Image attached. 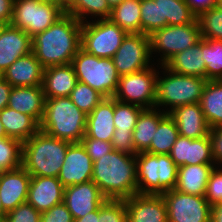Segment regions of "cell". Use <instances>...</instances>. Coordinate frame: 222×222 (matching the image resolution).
Wrapping results in <instances>:
<instances>
[{
    "mask_svg": "<svg viewBox=\"0 0 222 222\" xmlns=\"http://www.w3.org/2000/svg\"><path fill=\"white\" fill-rule=\"evenodd\" d=\"M81 29V22L65 14L48 29L32 37V52L44 69L71 64L81 48Z\"/></svg>",
    "mask_w": 222,
    "mask_h": 222,
    "instance_id": "6da1fadb",
    "label": "cell"
},
{
    "mask_svg": "<svg viewBox=\"0 0 222 222\" xmlns=\"http://www.w3.org/2000/svg\"><path fill=\"white\" fill-rule=\"evenodd\" d=\"M92 181L106 199L124 200L138 193L136 155L112 151L93 162Z\"/></svg>",
    "mask_w": 222,
    "mask_h": 222,
    "instance_id": "7a4b0ae2",
    "label": "cell"
},
{
    "mask_svg": "<svg viewBox=\"0 0 222 222\" xmlns=\"http://www.w3.org/2000/svg\"><path fill=\"white\" fill-rule=\"evenodd\" d=\"M70 144L39 130L22 144V167L31 176L58 177Z\"/></svg>",
    "mask_w": 222,
    "mask_h": 222,
    "instance_id": "3957f363",
    "label": "cell"
},
{
    "mask_svg": "<svg viewBox=\"0 0 222 222\" xmlns=\"http://www.w3.org/2000/svg\"><path fill=\"white\" fill-rule=\"evenodd\" d=\"M86 121L87 114L69 97L46 98L40 131L54 138L80 143L85 136Z\"/></svg>",
    "mask_w": 222,
    "mask_h": 222,
    "instance_id": "277c9868",
    "label": "cell"
},
{
    "mask_svg": "<svg viewBox=\"0 0 222 222\" xmlns=\"http://www.w3.org/2000/svg\"><path fill=\"white\" fill-rule=\"evenodd\" d=\"M207 81L206 78L175 73L165 65H160L155 107L169 114L177 107L199 103Z\"/></svg>",
    "mask_w": 222,
    "mask_h": 222,
    "instance_id": "5b68a950",
    "label": "cell"
},
{
    "mask_svg": "<svg viewBox=\"0 0 222 222\" xmlns=\"http://www.w3.org/2000/svg\"><path fill=\"white\" fill-rule=\"evenodd\" d=\"M178 166L169 154H136V181L138 194L162 195L175 189Z\"/></svg>",
    "mask_w": 222,
    "mask_h": 222,
    "instance_id": "8992f818",
    "label": "cell"
},
{
    "mask_svg": "<svg viewBox=\"0 0 222 222\" xmlns=\"http://www.w3.org/2000/svg\"><path fill=\"white\" fill-rule=\"evenodd\" d=\"M71 65L79 82L88 84L104 97L114 96L120 76L112 58H99L80 48Z\"/></svg>",
    "mask_w": 222,
    "mask_h": 222,
    "instance_id": "52a82bcc",
    "label": "cell"
},
{
    "mask_svg": "<svg viewBox=\"0 0 222 222\" xmlns=\"http://www.w3.org/2000/svg\"><path fill=\"white\" fill-rule=\"evenodd\" d=\"M150 37L151 57L164 65L176 53L196 45L202 38L199 23L167 25L155 30ZM159 53V54H158Z\"/></svg>",
    "mask_w": 222,
    "mask_h": 222,
    "instance_id": "ba28073f",
    "label": "cell"
},
{
    "mask_svg": "<svg viewBox=\"0 0 222 222\" xmlns=\"http://www.w3.org/2000/svg\"><path fill=\"white\" fill-rule=\"evenodd\" d=\"M60 4L42 3L35 0H14L11 25L24 30L29 36L48 29L65 15Z\"/></svg>",
    "mask_w": 222,
    "mask_h": 222,
    "instance_id": "9c48e42d",
    "label": "cell"
},
{
    "mask_svg": "<svg viewBox=\"0 0 222 222\" xmlns=\"http://www.w3.org/2000/svg\"><path fill=\"white\" fill-rule=\"evenodd\" d=\"M128 33L110 19L82 23L81 48L99 58H112Z\"/></svg>",
    "mask_w": 222,
    "mask_h": 222,
    "instance_id": "30bf717a",
    "label": "cell"
},
{
    "mask_svg": "<svg viewBox=\"0 0 222 222\" xmlns=\"http://www.w3.org/2000/svg\"><path fill=\"white\" fill-rule=\"evenodd\" d=\"M158 69L159 65L154 63L145 70L120 76L113 98L143 109L154 108Z\"/></svg>",
    "mask_w": 222,
    "mask_h": 222,
    "instance_id": "8fae6325",
    "label": "cell"
},
{
    "mask_svg": "<svg viewBox=\"0 0 222 222\" xmlns=\"http://www.w3.org/2000/svg\"><path fill=\"white\" fill-rule=\"evenodd\" d=\"M112 60L119 76L139 72L157 64L151 57L150 37L143 33L127 34Z\"/></svg>",
    "mask_w": 222,
    "mask_h": 222,
    "instance_id": "7c38bea8",
    "label": "cell"
},
{
    "mask_svg": "<svg viewBox=\"0 0 222 222\" xmlns=\"http://www.w3.org/2000/svg\"><path fill=\"white\" fill-rule=\"evenodd\" d=\"M168 222H210L211 205L205 196L185 194L171 189L162 194Z\"/></svg>",
    "mask_w": 222,
    "mask_h": 222,
    "instance_id": "4fadbf2b",
    "label": "cell"
},
{
    "mask_svg": "<svg viewBox=\"0 0 222 222\" xmlns=\"http://www.w3.org/2000/svg\"><path fill=\"white\" fill-rule=\"evenodd\" d=\"M106 198L99 187L91 180L85 183L65 187L63 203L70 211L73 220L96 211Z\"/></svg>",
    "mask_w": 222,
    "mask_h": 222,
    "instance_id": "5bb4252c",
    "label": "cell"
},
{
    "mask_svg": "<svg viewBox=\"0 0 222 222\" xmlns=\"http://www.w3.org/2000/svg\"><path fill=\"white\" fill-rule=\"evenodd\" d=\"M93 161L81 143L68 146L58 179L64 187L92 180Z\"/></svg>",
    "mask_w": 222,
    "mask_h": 222,
    "instance_id": "9a60e30c",
    "label": "cell"
},
{
    "mask_svg": "<svg viewBox=\"0 0 222 222\" xmlns=\"http://www.w3.org/2000/svg\"><path fill=\"white\" fill-rule=\"evenodd\" d=\"M124 200L127 222H168L167 206L162 195L137 193Z\"/></svg>",
    "mask_w": 222,
    "mask_h": 222,
    "instance_id": "2e32d148",
    "label": "cell"
},
{
    "mask_svg": "<svg viewBox=\"0 0 222 222\" xmlns=\"http://www.w3.org/2000/svg\"><path fill=\"white\" fill-rule=\"evenodd\" d=\"M31 177L22 166L0 172V199L6 213L27 201Z\"/></svg>",
    "mask_w": 222,
    "mask_h": 222,
    "instance_id": "e0dca14e",
    "label": "cell"
},
{
    "mask_svg": "<svg viewBox=\"0 0 222 222\" xmlns=\"http://www.w3.org/2000/svg\"><path fill=\"white\" fill-rule=\"evenodd\" d=\"M169 155L178 167L215 164L209 136L200 139H190L179 135Z\"/></svg>",
    "mask_w": 222,
    "mask_h": 222,
    "instance_id": "ac0fdd59",
    "label": "cell"
},
{
    "mask_svg": "<svg viewBox=\"0 0 222 222\" xmlns=\"http://www.w3.org/2000/svg\"><path fill=\"white\" fill-rule=\"evenodd\" d=\"M64 189L58 177L32 176L26 202L44 212L63 202Z\"/></svg>",
    "mask_w": 222,
    "mask_h": 222,
    "instance_id": "d6986e66",
    "label": "cell"
},
{
    "mask_svg": "<svg viewBox=\"0 0 222 222\" xmlns=\"http://www.w3.org/2000/svg\"><path fill=\"white\" fill-rule=\"evenodd\" d=\"M32 52V37L11 24L0 34V72L3 73L14 61Z\"/></svg>",
    "mask_w": 222,
    "mask_h": 222,
    "instance_id": "ffe728a7",
    "label": "cell"
},
{
    "mask_svg": "<svg viewBox=\"0 0 222 222\" xmlns=\"http://www.w3.org/2000/svg\"><path fill=\"white\" fill-rule=\"evenodd\" d=\"M169 115L174 119L179 135L190 139L209 136L210 127L199 103L177 107Z\"/></svg>",
    "mask_w": 222,
    "mask_h": 222,
    "instance_id": "44dd1931",
    "label": "cell"
},
{
    "mask_svg": "<svg viewBox=\"0 0 222 222\" xmlns=\"http://www.w3.org/2000/svg\"><path fill=\"white\" fill-rule=\"evenodd\" d=\"M43 71L41 63L31 52L14 61L2 74L12 87L42 85Z\"/></svg>",
    "mask_w": 222,
    "mask_h": 222,
    "instance_id": "7402d4cb",
    "label": "cell"
},
{
    "mask_svg": "<svg viewBox=\"0 0 222 222\" xmlns=\"http://www.w3.org/2000/svg\"><path fill=\"white\" fill-rule=\"evenodd\" d=\"M114 98L104 97L102 101L87 115L84 137L111 142L115 131Z\"/></svg>",
    "mask_w": 222,
    "mask_h": 222,
    "instance_id": "603a6c76",
    "label": "cell"
},
{
    "mask_svg": "<svg viewBox=\"0 0 222 222\" xmlns=\"http://www.w3.org/2000/svg\"><path fill=\"white\" fill-rule=\"evenodd\" d=\"M45 99L41 85L12 87L8 107L28 114L40 124L44 115Z\"/></svg>",
    "mask_w": 222,
    "mask_h": 222,
    "instance_id": "cb8c5ba5",
    "label": "cell"
},
{
    "mask_svg": "<svg viewBox=\"0 0 222 222\" xmlns=\"http://www.w3.org/2000/svg\"><path fill=\"white\" fill-rule=\"evenodd\" d=\"M78 82L71 64L45 68L42 90L45 98L69 97Z\"/></svg>",
    "mask_w": 222,
    "mask_h": 222,
    "instance_id": "d4e9b609",
    "label": "cell"
},
{
    "mask_svg": "<svg viewBox=\"0 0 222 222\" xmlns=\"http://www.w3.org/2000/svg\"><path fill=\"white\" fill-rule=\"evenodd\" d=\"M215 164L179 166L175 189L181 193L205 196L206 185Z\"/></svg>",
    "mask_w": 222,
    "mask_h": 222,
    "instance_id": "484cf974",
    "label": "cell"
},
{
    "mask_svg": "<svg viewBox=\"0 0 222 222\" xmlns=\"http://www.w3.org/2000/svg\"><path fill=\"white\" fill-rule=\"evenodd\" d=\"M202 54L201 39L196 45L176 53L164 65L175 73L206 78V65Z\"/></svg>",
    "mask_w": 222,
    "mask_h": 222,
    "instance_id": "4316f807",
    "label": "cell"
},
{
    "mask_svg": "<svg viewBox=\"0 0 222 222\" xmlns=\"http://www.w3.org/2000/svg\"><path fill=\"white\" fill-rule=\"evenodd\" d=\"M0 121L7 137L18 139L22 143L40 130V124L33 117L8 106L0 111Z\"/></svg>",
    "mask_w": 222,
    "mask_h": 222,
    "instance_id": "83f0119b",
    "label": "cell"
},
{
    "mask_svg": "<svg viewBox=\"0 0 222 222\" xmlns=\"http://www.w3.org/2000/svg\"><path fill=\"white\" fill-rule=\"evenodd\" d=\"M167 115L159 108L143 109L138 116L132 133V141L136 153L146 152L159 125V122Z\"/></svg>",
    "mask_w": 222,
    "mask_h": 222,
    "instance_id": "f1b7e54d",
    "label": "cell"
},
{
    "mask_svg": "<svg viewBox=\"0 0 222 222\" xmlns=\"http://www.w3.org/2000/svg\"><path fill=\"white\" fill-rule=\"evenodd\" d=\"M210 129L222 125V80H209L199 102Z\"/></svg>",
    "mask_w": 222,
    "mask_h": 222,
    "instance_id": "f546056e",
    "label": "cell"
},
{
    "mask_svg": "<svg viewBox=\"0 0 222 222\" xmlns=\"http://www.w3.org/2000/svg\"><path fill=\"white\" fill-rule=\"evenodd\" d=\"M65 13L85 23L94 19H109L111 8L106 0H71L65 7Z\"/></svg>",
    "mask_w": 222,
    "mask_h": 222,
    "instance_id": "4dcf8cb0",
    "label": "cell"
},
{
    "mask_svg": "<svg viewBox=\"0 0 222 222\" xmlns=\"http://www.w3.org/2000/svg\"><path fill=\"white\" fill-rule=\"evenodd\" d=\"M141 0H125L111 9L109 19L124 31L141 33Z\"/></svg>",
    "mask_w": 222,
    "mask_h": 222,
    "instance_id": "1f68e13d",
    "label": "cell"
},
{
    "mask_svg": "<svg viewBox=\"0 0 222 222\" xmlns=\"http://www.w3.org/2000/svg\"><path fill=\"white\" fill-rule=\"evenodd\" d=\"M155 1H159L160 29L167 25L198 23L197 17L191 12L184 0Z\"/></svg>",
    "mask_w": 222,
    "mask_h": 222,
    "instance_id": "d6a6232c",
    "label": "cell"
},
{
    "mask_svg": "<svg viewBox=\"0 0 222 222\" xmlns=\"http://www.w3.org/2000/svg\"><path fill=\"white\" fill-rule=\"evenodd\" d=\"M179 136L174 119L167 114L160 122L151 140L149 149L151 154H170L172 147Z\"/></svg>",
    "mask_w": 222,
    "mask_h": 222,
    "instance_id": "836d02e7",
    "label": "cell"
},
{
    "mask_svg": "<svg viewBox=\"0 0 222 222\" xmlns=\"http://www.w3.org/2000/svg\"><path fill=\"white\" fill-rule=\"evenodd\" d=\"M206 79L222 80V40L202 38Z\"/></svg>",
    "mask_w": 222,
    "mask_h": 222,
    "instance_id": "e575fe53",
    "label": "cell"
},
{
    "mask_svg": "<svg viewBox=\"0 0 222 222\" xmlns=\"http://www.w3.org/2000/svg\"><path fill=\"white\" fill-rule=\"evenodd\" d=\"M22 144L15 138H0V172L22 166Z\"/></svg>",
    "mask_w": 222,
    "mask_h": 222,
    "instance_id": "d590c367",
    "label": "cell"
},
{
    "mask_svg": "<svg viewBox=\"0 0 222 222\" xmlns=\"http://www.w3.org/2000/svg\"><path fill=\"white\" fill-rule=\"evenodd\" d=\"M143 108L119 102L114 98V125L115 131L133 132L138 116Z\"/></svg>",
    "mask_w": 222,
    "mask_h": 222,
    "instance_id": "8d00e7d4",
    "label": "cell"
},
{
    "mask_svg": "<svg viewBox=\"0 0 222 222\" xmlns=\"http://www.w3.org/2000/svg\"><path fill=\"white\" fill-rule=\"evenodd\" d=\"M69 98L81 111L88 115L102 101L104 96L88 84L78 81Z\"/></svg>",
    "mask_w": 222,
    "mask_h": 222,
    "instance_id": "74e56055",
    "label": "cell"
},
{
    "mask_svg": "<svg viewBox=\"0 0 222 222\" xmlns=\"http://www.w3.org/2000/svg\"><path fill=\"white\" fill-rule=\"evenodd\" d=\"M201 38L222 40V10L212 8L198 18Z\"/></svg>",
    "mask_w": 222,
    "mask_h": 222,
    "instance_id": "f35d334b",
    "label": "cell"
},
{
    "mask_svg": "<svg viewBox=\"0 0 222 222\" xmlns=\"http://www.w3.org/2000/svg\"><path fill=\"white\" fill-rule=\"evenodd\" d=\"M141 33L151 35L160 29L159 1L141 0Z\"/></svg>",
    "mask_w": 222,
    "mask_h": 222,
    "instance_id": "ab89813d",
    "label": "cell"
},
{
    "mask_svg": "<svg viewBox=\"0 0 222 222\" xmlns=\"http://www.w3.org/2000/svg\"><path fill=\"white\" fill-rule=\"evenodd\" d=\"M99 222H127L125 200L106 199L99 207Z\"/></svg>",
    "mask_w": 222,
    "mask_h": 222,
    "instance_id": "60d3db41",
    "label": "cell"
},
{
    "mask_svg": "<svg viewBox=\"0 0 222 222\" xmlns=\"http://www.w3.org/2000/svg\"><path fill=\"white\" fill-rule=\"evenodd\" d=\"M205 198L212 206L222 203V166H215L206 185Z\"/></svg>",
    "mask_w": 222,
    "mask_h": 222,
    "instance_id": "b9f144b4",
    "label": "cell"
},
{
    "mask_svg": "<svg viewBox=\"0 0 222 222\" xmlns=\"http://www.w3.org/2000/svg\"><path fill=\"white\" fill-rule=\"evenodd\" d=\"M5 220L6 222H40L41 212L25 202L6 213Z\"/></svg>",
    "mask_w": 222,
    "mask_h": 222,
    "instance_id": "7bdbcfd3",
    "label": "cell"
},
{
    "mask_svg": "<svg viewBox=\"0 0 222 222\" xmlns=\"http://www.w3.org/2000/svg\"><path fill=\"white\" fill-rule=\"evenodd\" d=\"M80 143L85 148L87 154L91 157L93 162L113 151L111 142H106L99 139L83 137Z\"/></svg>",
    "mask_w": 222,
    "mask_h": 222,
    "instance_id": "ee69618b",
    "label": "cell"
},
{
    "mask_svg": "<svg viewBox=\"0 0 222 222\" xmlns=\"http://www.w3.org/2000/svg\"><path fill=\"white\" fill-rule=\"evenodd\" d=\"M40 222H73V217L66 205L62 202L49 210L41 212Z\"/></svg>",
    "mask_w": 222,
    "mask_h": 222,
    "instance_id": "f6af8a7d",
    "label": "cell"
},
{
    "mask_svg": "<svg viewBox=\"0 0 222 222\" xmlns=\"http://www.w3.org/2000/svg\"><path fill=\"white\" fill-rule=\"evenodd\" d=\"M132 133L133 132L114 131L111 141L113 150L129 155H136L137 153L132 141Z\"/></svg>",
    "mask_w": 222,
    "mask_h": 222,
    "instance_id": "bcb514c9",
    "label": "cell"
},
{
    "mask_svg": "<svg viewBox=\"0 0 222 222\" xmlns=\"http://www.w3.org/2000/svg\"><path fill=\"white\" fill-rule=\"evenodd\" d=\"M209 138L215 166H222V125L210 129Z\"/></svg>",
    "mask_w": 222,
    "mask_h": 222,
    "instance_id": "7dc6e473",
    "label": "cell"
},
{
    "mask_svg": "<svg viewBox=\"0 0 222 222\" xmlns=\"http://www.w3.org/2000/svg\"><path fill=\"white\" fill-rule=\"evenodd\" d=\"M191 12L198 18L202 13L218 7L219 0H184Z\"/></svg>",
    "mask_w": 222,
    "mask_h": 222,
    "instance_id": "c3c4849f",
    "label": "cell"
},
{
    "mask_svg": "<svg viewBox=\"0 0 222 222\" xmlns=\"http://www.w3.org/2000/svg\"><path fill=\"white\" fill-rule=\"evenodd\" d=\"M14 0H0V21L9 25L13 17Z\"/></svg>",
    "mask_w": 222,
    "mask_h": 222,
    "instance_id": "681fc988",
    "label": "cell"
},
{
    "mask_svg": "<svg viewBox=\"0 0 222 222\" xmlns=\"http://www.w3.org/2000/svg\"><path fill=\"white\" fill-rule=\"evenodd\" d=\"M12 86L4 79H0V111L8 106Z\"/></svg>",
    "mask_w": 222,
    "mask_h": 222,
    "instance_id": "f907efd6",
    "label": "cell"
},
{
    "mask_svg": "<svg viewBox=\"0 0 222 222\" xmlns=\"http://www.w3.org/2000/svg\"><path fill=\"white\" fill-rule=\"evenodd\" d=\"M210 222H222V203L212 205Z\"/></svg>",
    "mask_w": 222,
    "mask_h": 222,
    "instance_id": "816d5d0a",
    "label": "cell"
},
{
    "mask_svg": "<svg viewBox=\"0 0 222 222\" xmlns=\"http://www.w3.org/2000/svg\"><path fill=\"white\" fill-rule=\"evenodd\" d=\"M73 222H99V208L96 211L86 214L82 218L73 220Z\"/></svg>",
    "mask_w": 222,
    "mask_h": 222,
    "instance_id": "f5cc1de1",
    "label": "cell"
},
{
    "mask_svg": "<svg viewBox=\"0 0 222 222\" xmlns=\"http://www.w3.org/2000/svg\"><path fill=\"white\" fill-rule=\"evenodd\" d=\"M106 1H107V4L109 5V7L112 9L113 7L121 4L125 0H106Z\"/></svg>",
    "mask_w": 222,
    "mask_h": 222,
    "instance_id": "db71d44e",
    "label": "cell"
},
{
    "mask_svg": "<svg viewBox=\"0 0 222 222\" xmlns=\"http://www.w3.org/2000/svg\"><path fill=\"white\" fill-rule=\"evenodd\" d=\"M56 2L65 8L71 2V0H56Z\"/></svg>",
    "mask_w": 222,
    "mask_h": 222,
    "instance_id": "11a10c76",
    "label": "cell"
},
{
    "mask_svg": "<svg viewBox=\"0 0 222 222\" xmlns=\"http://www.w3.org/2000/svg\"><path fill=\"white\" fill-rule=\"evenodd\" d=\"M5 137H7V135L4 131L3 124L0 121V138H5Z\"/></svg>",
    "mask_w": 222,
    "mask_h": 222,
    "instance_id": "9f6ffc18",
    "label": "cell"
},
{
    "mask_svg": "<svg viewBox=\"0 0 222 222\" xmlns=\"http://www.w3.org/2000/svg\"><path fill=\"white\" fill-rule=\"evenodd\" d=\"M5 216H6V212L3 209L1 199H0V218H5Z\"/></svg>",
    "mask_w": 222,
    "mask_h": 222,
    "instance_id": "6f0895ef",
    "label": "cell"
},
{
    "mask_svg": "<svg viewBox=\"0 0 222 222\" xmlns=\"http://www.w3.org/2000/svg\"><path fill=\"white\" fill-rule=\"evenodd\" d=\"M42 3H51V4H59L56 2V0H35Z\"/></svg>",
    "mask_w": 222,
    "mask_h": 222,
    "instance_id": "680465c9",
    "label": "cell"
},
{
    "mask_svg": "<svg viewBox=\"0 0 222 222\" xmlns=\"http://www.w3.org/2000/svg\"><path fill=\"white\" fill-rule=\"evenodd\" d=\"M6 27V24L4 22L0 21V34L3 31V29Z\"/></svg>",
    "mask_w": 222,
    "mask_h": 222,
    "instance_id": "91938a15",
    "label": "cell"
},
{
    "mask_svg": "<svg viewBox=\"0 0 222 222\" xmlns=\"http://www.w3.org/2000/svg\"><path fill=\"white\" fill-rule=\"evenodd\" d=\"M218 7L222 10V0L218 1Z\"/></svg>",
    "mask_w": 222,
    "mask_h": 222,
    "instance_id": "94428289",
    "label": "cell"
},
{
    "mask_svg": "<svg viewBox=\"0 0 222 222\" xmlns=\"http://www.w3.org/2000/svg\"><path fill=\"white\" fill-rule=\"evenodd\" d=\"M0 222H6L5 218H0Z\"/></svg>",
    "mask_w": 222,
    "mask_h": 222,
    "instance_id": "6125c7cd",
    "label": "cell"
},
{
    "mask_svg": "<svg viewBox=\"0 0 222 222\" xmlns=\"http://www.w3.org/2000/svg\"><path fill=\"white\" fill-rule=\"evenodd\" d=\"M3 78V74L0 72V79Z\"/></svg>",
    "mask_w": 222,
    "mask_h": 222,
    "instance_id": "be15d7a7",
    "label": "cell"
}]
</instances>
